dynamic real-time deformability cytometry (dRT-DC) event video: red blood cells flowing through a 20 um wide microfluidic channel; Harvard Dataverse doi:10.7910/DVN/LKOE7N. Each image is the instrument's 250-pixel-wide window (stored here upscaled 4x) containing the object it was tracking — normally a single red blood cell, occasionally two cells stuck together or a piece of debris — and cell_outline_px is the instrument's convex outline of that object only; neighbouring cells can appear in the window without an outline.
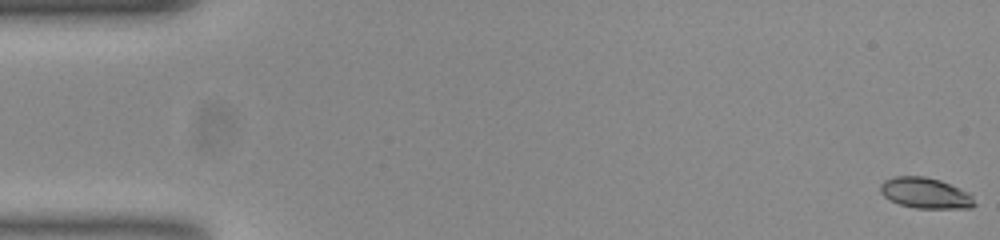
{"species": "common noctule bat (a hibernating species)", "species_latin": "Nyctalus noctula", "temperature_condition": "room temperature", "stored_images_in_passage": 55, "camera_frame_rate_fps": 3000, "um_per_image_px": 0.085, "animal": {"sex": "female", "body_mass_g": 23.0, "forearm_length_mm": 53.4}, "frame": {"image": 1, "passage_image": 1, "time_ms": 0.0, "image_size_px": [1000, 240], "cell_outline_px": [[976, 204], [972, 208], [916, 208], [900, 204], [888, 200], [880, 192], [880, 184], [884, 180], [892, 176], [924, 176], [940, 180], [960, 188], [968, 192], [972, 196]], "centroid_in_image_um": [78.64, 16.4], "position_along_channel_um": 6.4, "area_um2": 16.99}}
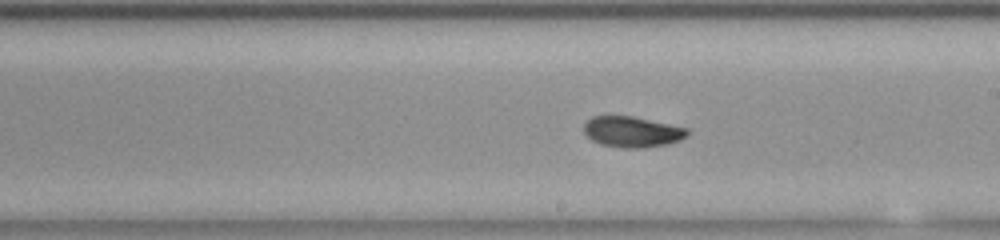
{"frame": {"image": 2, "passage_image": 31, "time_ms": 10.0, "image_size_px": [1000, 240], "cell_outline_px": [[688, 136], [680, 140], [668, 144], [644, 148], [620, 148], [600, 144], [592, 140], [584, 132], [584, 124], [592, 116], [632, 116], [688, 128]], "centroid_in_image_um": [53.74, 11.21], "position_along_channel_um": 235.3, "area_um2": 18.61}}
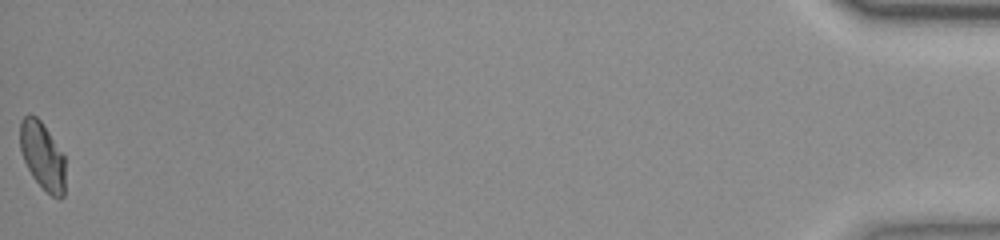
{"frame": {"image": 3, "passage_image": 55, "time_ms": 18.0, "image_size_px": [1000, 240], "cell_outline_px": [[64, 196], [60, 200], [52, 196], [32, 176], [24, 160], [20, 148], [20, 120], [28, 112], [36, 116], [40, 120], [64, 156]], "centroid_in_image_um": [3.59, 13.23], "position_along_channel_um": 431.6, "area_um2": 17.57}, "authors_computed_cell_mechanics": {"area_um2": 18.207, "velocity_mm_per_s": 3.758, "shape_relaxation_time_tau1_ms": 5.8547, "shape_relaxation_time_tau2_ms": 2.6355, "deformation_change_tau1": 0.1344, "deformation_change_tau2": 0.0574}}